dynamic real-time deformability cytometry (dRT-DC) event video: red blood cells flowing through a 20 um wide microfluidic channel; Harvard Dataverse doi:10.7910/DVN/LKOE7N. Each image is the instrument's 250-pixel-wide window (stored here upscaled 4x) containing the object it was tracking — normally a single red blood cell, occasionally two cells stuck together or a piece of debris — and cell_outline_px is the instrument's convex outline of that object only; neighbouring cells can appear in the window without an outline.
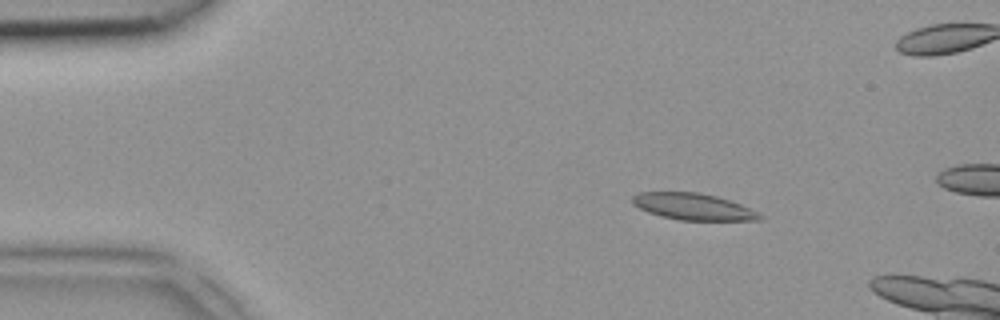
{"species": "common noctule bat (a hibernating species)", "species_latin": "Nyctalus noctula", "temperature_condition": "room temperature", "stored_images_in_passage": 4, "camera_frame_rate_fps": 3000, "um_per_image_px": 0.085, "animal": {"sex": "female", "body_mass_g": 18.4}, "frame": {"image": 1, "passage_image": 2, "time_ms": 0.333, "image_size_px": [1000, 320], "cell_outline_px": [[764, 220], [680, 220], [660, 216], [648, 212], [632, 204], [632, 196], [640, 192], [700, 192], [716, 196], [740, 204], [764, 216]], "centroid_in_image_um": [58.9, 17.56], "position_along_channel_um": 26.1, "area_um2": 19.65}}